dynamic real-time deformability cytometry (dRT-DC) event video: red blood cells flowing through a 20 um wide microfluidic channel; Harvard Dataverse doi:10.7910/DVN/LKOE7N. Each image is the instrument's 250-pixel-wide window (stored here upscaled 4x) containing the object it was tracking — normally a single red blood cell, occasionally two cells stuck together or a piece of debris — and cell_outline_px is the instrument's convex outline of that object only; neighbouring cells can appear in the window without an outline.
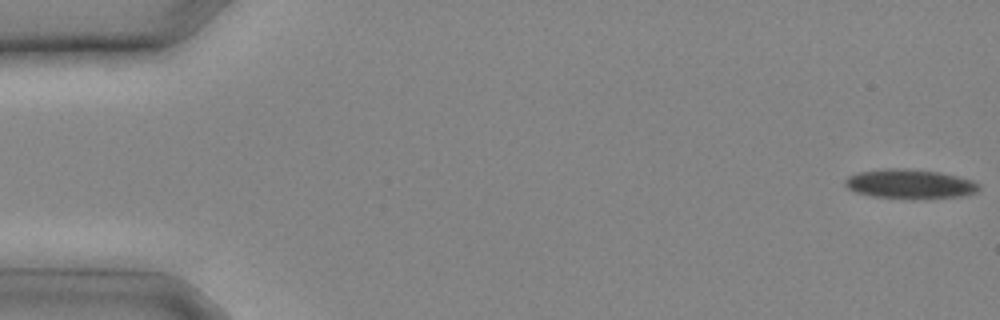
{"species": "common noctule bat (a hibernating species)", "species_latin": "Nyctalus noctula", "temperature_condition": "cold", "stored_images_in_passage": 20, "camera_frame_rate_fps": 3000, "um_per_image_px": 0.085, "animal": {"sex": "male", "body_mass_g": 20.4}, "frame": {"image": 1, "passage_image": 1, "time_ms": 0.0, "image_size_px": [1000, 320], "cell_outline_px": [[980, 188], [976, 192], [960, 196], [912, 200], [872, 196], [856, 192], [848, 188], [844, 184], [844, 180], [848, 176], [860, 172], [888, 168], [904, 168], [936, 172], [956, 176], [972, 180], [980, 184]], "centroid_in_image_um": [77.33, 15.65], "position_along_channel_um": 7.7, "area_um2": 23.0}}
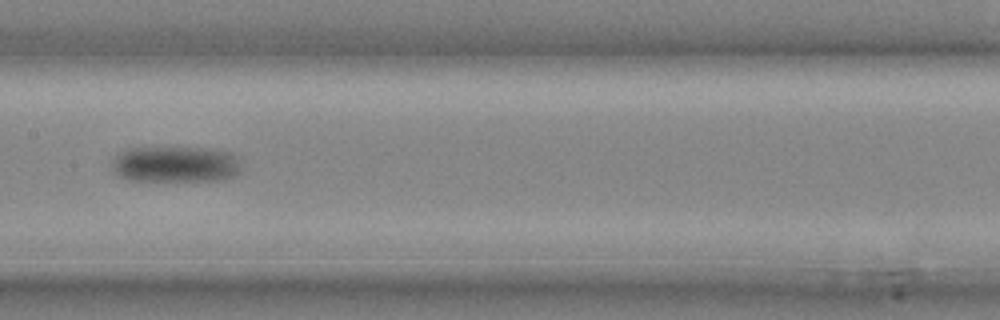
{"frame": {"image": 2, "passage_image": 14, "time_ms": 4.333, "image_size_px": [1000, 320], "cell_outline_px": [[240, 172], [232, 176], [220, 180], [132, 180], [120, 176], [112, 172], [112, 160], [124, 148], [212, 148], [232, 152], [240, 156]], "centroid_in_image_um": [14.95, 13.94], "position_along_channel_um": 192.5, "area_um2": 27.4}}
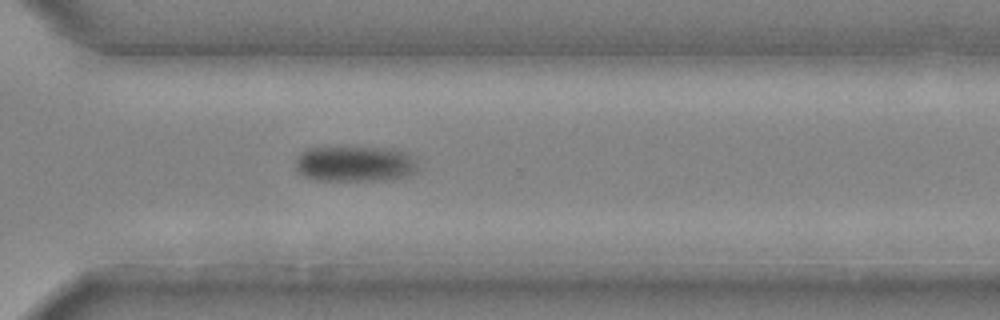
{"frame": {"image": 3, "passage_image": 20, "time_ms": 6.333, "image_size_px": [1000, 320], "cell_outline_px": [[416, 172], [408, 176], [392, 180], [316, 180], [304, 176], [296, 168], [296, 156], [300, 152], [308, 148], [392, 148], [408, 152], [416, 160]], "centroid_in_image_um": [30.2, 13.93], "position_along_channel_um": 340.4, "area_um2": 25.55}}